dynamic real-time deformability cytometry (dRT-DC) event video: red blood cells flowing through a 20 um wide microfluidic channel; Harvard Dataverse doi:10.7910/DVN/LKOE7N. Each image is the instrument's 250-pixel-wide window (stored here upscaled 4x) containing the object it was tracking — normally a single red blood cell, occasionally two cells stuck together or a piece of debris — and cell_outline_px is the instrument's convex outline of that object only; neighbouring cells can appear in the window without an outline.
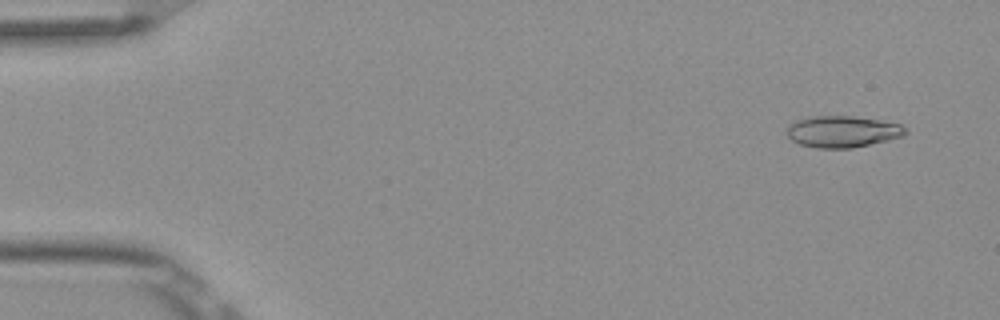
{"species": "Egyptian fruit bat (a non-hibernating species)", "species_latin": "Rousettus aegyptiacus", "temperature_condition": "room temperature", "stored_images_in_passage": 4, "camera_frame_rate_fps": 3000, "um_per_image_px": 0.085, "frame": {"image": 1, "passage_image": 1, "time_ms": 0.0, "image_size_px": [1000, 320], "cell_outline_px": [[908, 132], [904, 136], [888, 140], [852, 148], [816, 148], [800, 144], [792, 140], [784, 132], [788, 124], [796, 120], [812, 116], [852, 116], [900, 124]], "centroid_in_image_um": [71.56, 11.19], "position_along_channel_um": 13.4, "area_um2": 21.79}}
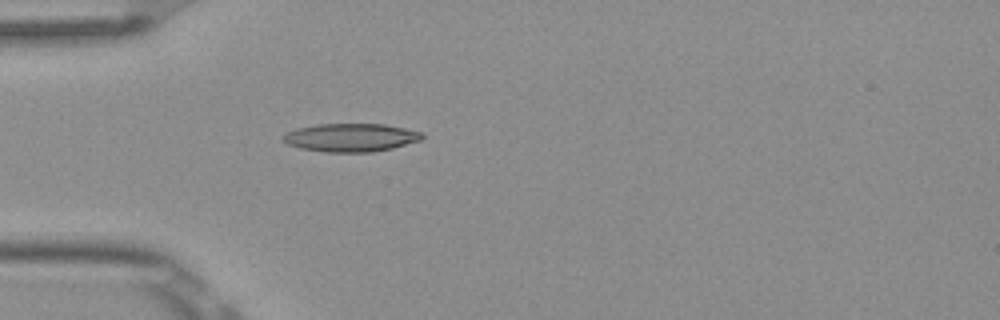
{"frame": {"image": 2, "passage_image": 4, "time_ms": 1.0, "image_size_px": [1000, 320], "cell_outline_px": [[424, 136], [420, 140], [392, 148], [372, 152], [324, 152], [300, 148], [288, 144], [280, 136], [296, 128], [316, 124], [384, 124], [424, 132]], "centroid_in_image_um": [29.81, 11.69], "position_along_channel_um": 55.2, "area_um2": 22.89}}